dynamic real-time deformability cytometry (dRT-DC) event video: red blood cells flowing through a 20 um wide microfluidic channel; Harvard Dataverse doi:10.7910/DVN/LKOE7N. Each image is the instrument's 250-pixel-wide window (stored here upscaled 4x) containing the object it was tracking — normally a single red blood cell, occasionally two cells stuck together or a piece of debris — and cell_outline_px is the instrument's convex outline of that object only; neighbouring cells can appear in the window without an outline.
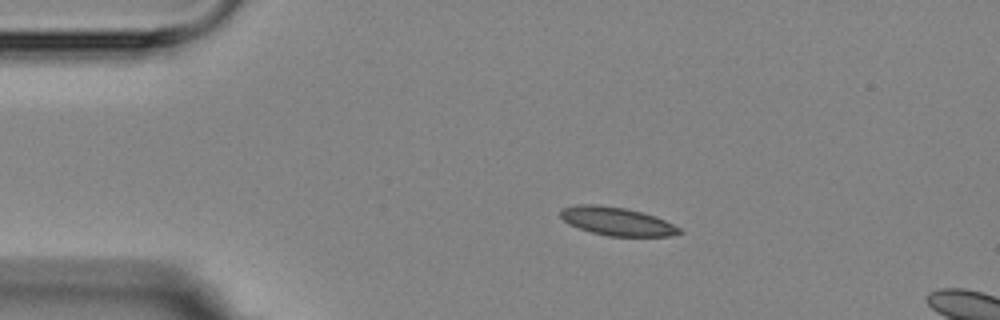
{"species": "Egyptian fruit bat (a non-hibernating species)", "species_latin": "Rousettus aegyptiacus", "temperature_condition": "room temperature", "stored_images_in_passage": 3, "camera_frame_rate_fps": 3000, "um_per_image_px": 0.085, "animal": {"sex": "female"}, "frame": {"image": 1, "passage_image": 1, "time_ms": 0.0, "image_size_px": [1000, 320], "cell_outline_px": [[684, 232], [668, 236], [608, 236], [592, 232], [568, 224], [560, 216], [560, 208], [576, 204], [592, 204], [628, 208], [656, 216], [680, 228]], "centroid_in_image_um": [52.42, 18.8], "position_along_channel_um": 32.6, "area_um2": 19.65}}